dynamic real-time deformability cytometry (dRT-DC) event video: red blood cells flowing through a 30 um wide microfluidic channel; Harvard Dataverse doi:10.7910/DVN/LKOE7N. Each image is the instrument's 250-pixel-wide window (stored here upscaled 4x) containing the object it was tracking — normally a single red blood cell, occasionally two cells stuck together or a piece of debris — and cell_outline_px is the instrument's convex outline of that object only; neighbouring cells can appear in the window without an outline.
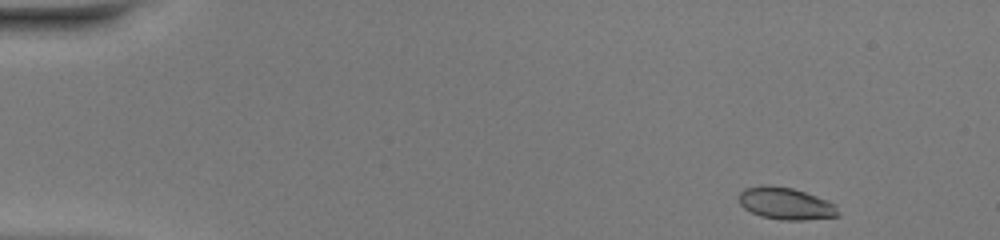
{"species": "common noctule bat (a hibernating species)", "species_latin": "Nyctalus noctula", "temperature_condition": "warm", "stored_images_in_passage": 46, "camera_frame_rate_fps": 3000, "um_per_image_px": 0.085, "animal": {"sex": "female", "body_mass_g": 20.0, "forearm_length_mm": 54.0}, "frame": {"image": 1, "passage_image": 1, "time_ms": 0.0, "image_size_px": [1000, 240], "cell_outline_px": [[840, 216], [804, 220], [780, 220], [760, 216], [744, 208], [740, 204], [736, 196], [744, 188], [760, 184], [764, 184], [792, 188], [828, 200], [836, 204]], "centroid_in_image_um": [66.76, 17.29], "position_along_channel_um": 18.2, "area_um2": 18.84}}
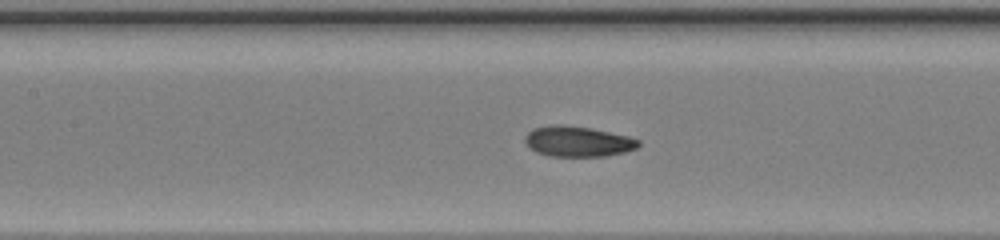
{"frame": {"image": 2, "passage_image": 20, "time_ms": 6.333, "image_size_px": [1000, 240], "cell_outline_px": [[640, 144], [636, 148], [624, 152], [604, 156], [548, 156], [536, 152], [528, 148], [524, 140], [524, 136], [532, 128], [556, 124], [564, 124], [592, 128], [628, 136], [640, 140]], "centroid_in_image_um": [49.07, 12.01], "position_along_channel_um": 158.3, "area_um2": 20.35}}
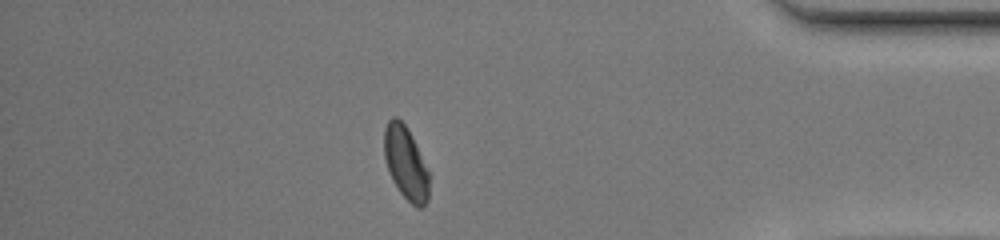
{"frame": {"image": 3, "passage_image": 40, "time_ms": 13.0, "image_size_px": [1000, 240], "cell_outline_px": [[428, 200], [420, 208], [416, 208], [400, 192], [392, 180], [384, 156], [384, 128], [388, 120], [392, 116], [396, 116], [408, 128], [428, 172]], "centroid_in_image_um": [34.46, 13.84], "position_along_channel_um": 400.7, "area_um2": 18.79}, "authors_computed_cell_mechanics": {"area_um2": 19.4208, "velocity_mm_per_s": 4.122, "shape_relaxation_time_tau1_ms": 3.8897, "shape_relaxation_time_tau2_ms": 1.1961, "deformation_change_tau1": 0.141, "deformation_change_tau2": 0.0474}}